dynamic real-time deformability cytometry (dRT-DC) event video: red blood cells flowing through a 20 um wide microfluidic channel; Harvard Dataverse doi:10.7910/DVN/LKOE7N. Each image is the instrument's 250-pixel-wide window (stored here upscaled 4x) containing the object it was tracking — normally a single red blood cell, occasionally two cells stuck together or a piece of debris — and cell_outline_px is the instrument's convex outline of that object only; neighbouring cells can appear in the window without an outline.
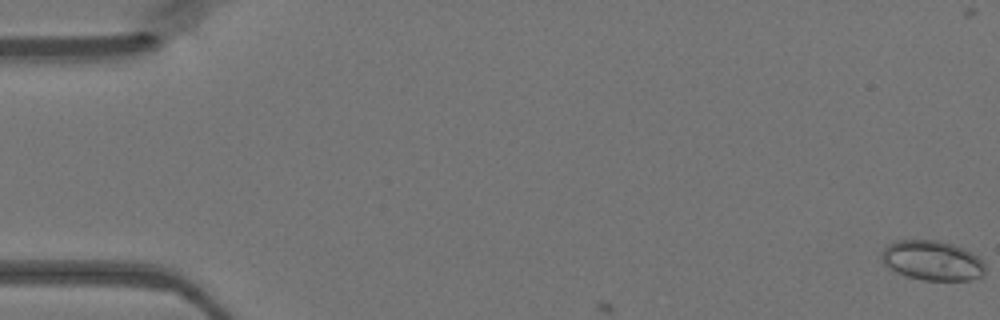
{"species": "Egyptian fruit bat (a non-hibernating species)", "species_latin": "Rousettus aegyptiacus", "temperature_condition": "warm", "stored_images_in_passage": 8, "camera_frame_rate_fps": 3000, "um_per_image_px": 0.085, "animal": {"sex": "female"}, "frame": {"image": 1, "passage_image": 1, "time_ms": 0.0, "image_size_px": [1000, 320], "cell_outline_px": [[984, 276], [968, 280], [924, 280], [908, 276], [896, 272], [888, 268], [880, 260], [880, 256], [884, 248], [888, 244], [896, 240], [936, 240], [952, 244], [964, 248], [972, 252], [984, 264]], "centroid_in_image_um": [79.21, 22.14], "position_along_channel_um": 5.8, "area_um2": 24.04}}